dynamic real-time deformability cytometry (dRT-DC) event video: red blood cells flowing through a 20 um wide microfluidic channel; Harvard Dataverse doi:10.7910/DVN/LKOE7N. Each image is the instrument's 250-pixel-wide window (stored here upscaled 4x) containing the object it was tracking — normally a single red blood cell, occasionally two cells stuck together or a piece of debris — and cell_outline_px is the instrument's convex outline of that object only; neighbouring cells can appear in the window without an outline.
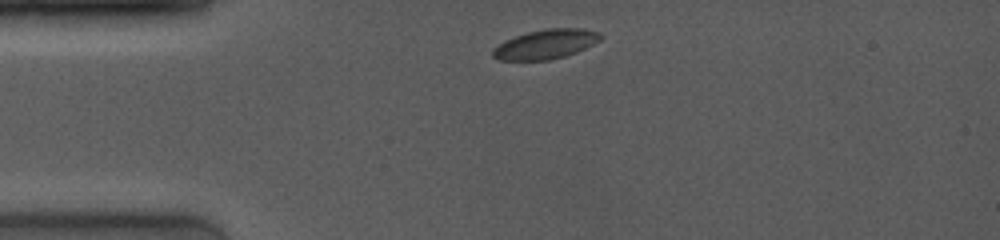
{"species": "common noctule bat (a hibernating species)", "species_latin": "Nyctalus noctula", "temperature_condition": "room temperature", "stored_images_in_passage": 41, "camera_frame_rate_fps": 4000, "um_per_image_px": 0.085, "animal": {"sex": "female", "body_mass_g": 19.0, "forearm_length_mm": 53.3}, "frame": {"image": 1, "passage_image": 1, "time_ms": 0.0, "image_size_px": [1000, 240], "cell_outline_px": [[604, 36], [600, 40], [576, 52], [552, 60], [496, 60], [492, 56], [492, 48], [504, 40], [528, 32], [548, 28], [584, 28], [600, 32]], "centroid_in_image_um": [46.37, 3.75], "position_along_channel_um": 38.6, "area_um2": 18.61}}
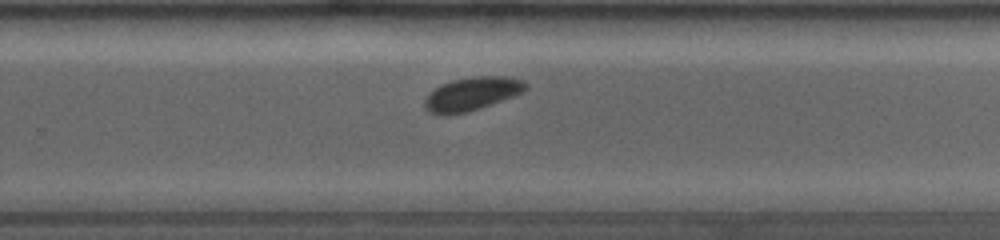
{"frame": {"image": 2, "passage_image": 31, "time_ms": 7.0, "image_size_px": [1000, 240], "cell_outline_px": [[528, 88], [524, 92], [468, 112], [448, 116], [444, 116], [428, 112], [424, 108], [424, 100], [436, 88], [452, 80], [472, 76], [508, 76], [524, 80], [528, 84]], "centroid_in_image_um": [40.13, 7.98], "position_along_channel_um": 289.7, "area_um2": 19.77}}
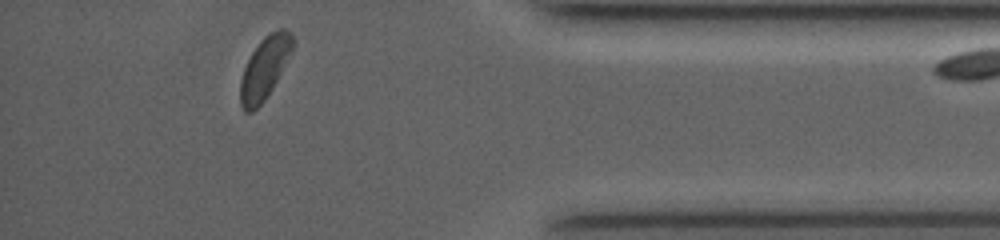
{"frame": {"image": 3, "passage_image": 40, "time_ms": 10.5, "image_size_px": [1000, 240], "cell_outline_px": [[292, 52], [272, 88], [264, 100], [252, 112], [244, 112], [240, 104], [240, 80], [244, 68], [252, 52], [260, 40], [268, 32], [276, 28], [284, 28], [292, 32]], "centroid_in_image_um": [22.49, 5.75], "position_along_channel_um": 412.7, "area_um2": 18.9}}